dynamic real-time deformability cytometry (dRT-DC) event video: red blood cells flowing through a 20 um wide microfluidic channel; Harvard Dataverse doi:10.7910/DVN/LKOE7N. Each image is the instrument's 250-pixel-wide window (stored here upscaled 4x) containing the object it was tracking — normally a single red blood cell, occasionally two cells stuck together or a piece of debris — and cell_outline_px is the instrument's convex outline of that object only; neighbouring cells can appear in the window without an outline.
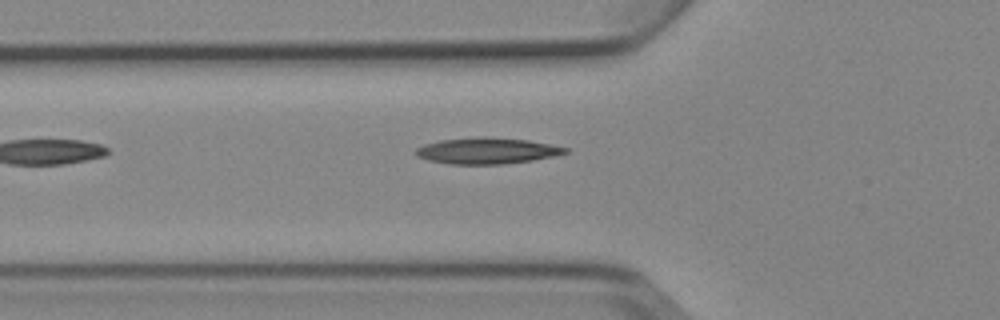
{"species": "Egyptian fruit bat (a non-hibernating species)", "species_latin": "Rousettus aegyptiacus", "temperature_condition": "cold", "stored_images_in_passage": 6, "camera_frame_rate_fps": 3000, "um_per_image_px": 0.085, "animal": {"sex": "female"}, "frame": {"image": 1, "passage_image": 6, "time_ms": 6.0, "image_size_px": [1000, 320], "cell_outline_px": [[568, 152], [552, 156], [532, 160], [504, 164], [448, 164], [428, 160], [416, 156], [412, 152], [416, 148], [424, 144], [440, 140], [484, 136], [528, 140], [568, 148]], "centroid_in_image_um": [41.32, 12.81], "position_along_channel_um": 84.5, "area_um2": 22.77}}